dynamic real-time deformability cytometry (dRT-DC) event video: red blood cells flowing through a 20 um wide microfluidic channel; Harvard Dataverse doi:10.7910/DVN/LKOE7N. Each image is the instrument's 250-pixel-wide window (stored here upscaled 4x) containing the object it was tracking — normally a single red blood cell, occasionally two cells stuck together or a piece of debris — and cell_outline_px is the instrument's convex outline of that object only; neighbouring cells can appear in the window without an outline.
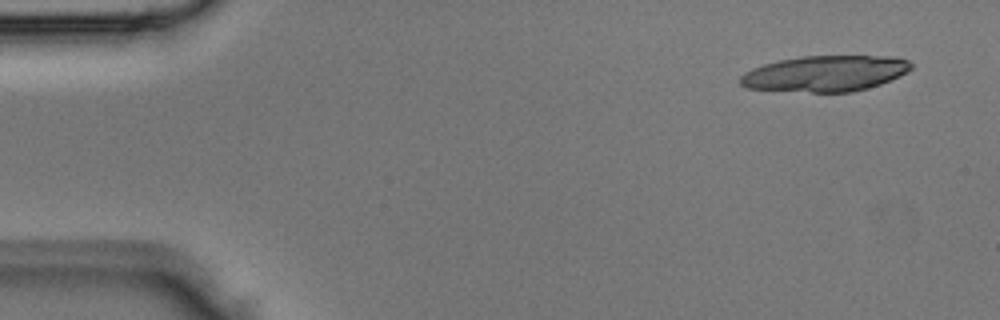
{"species": "Egyptian fruit bat (a non-hibernating species)", "species_latin": "Rousettus aegyptiacus", "temperature_condition": "room temperature", "stored_images_in_passage": 4, "camera_frame_rate_fps": 3000, "um_per_image_px": 0.085, "animal": {"sex": "male"}, "frame": {"image": 1, "passage_image": 1, "time_ms": 0.0, "image_size_px": [1000, 320], "cell_outline_px": [[912, 68], [908, 72], [900, 76], [880, 84], [868, 88], [852, 92], [812, 92], [748, 88], [740, 84], [740, 76], [744, 72], [752, 68], [764, 64], [780, 60], [804, 56], [892, 56], [908, 60], [912, 64]], "centroid_in_image_um": [70.17, 6.24], "position_along_channel_um": 14.8, "area_um2": 35.66}}
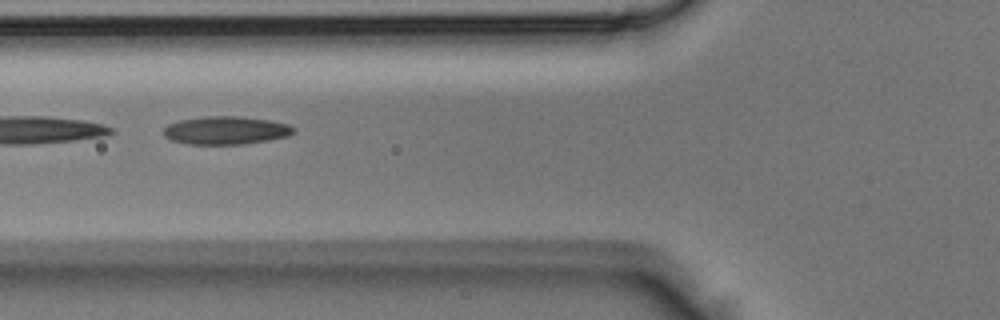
{"frame": {"image": 2, "passage_image": 4, "time_ms": 1.0, "image_size_px": [1000, 320], "cell_outline_px": [[296, 132], [288, 136], [268, 140], [244, 144], [188, 144], [172, 140], [164, 136], [164, 128], [168, 124], [180, 120], [208, 116], [240, 116], [268, 120], [288, 124], [296, 128]], "centroid_in_image_um": [19.23, 11.08], "position_along_channel_um": 106.6, "area_um2": 21.27}}